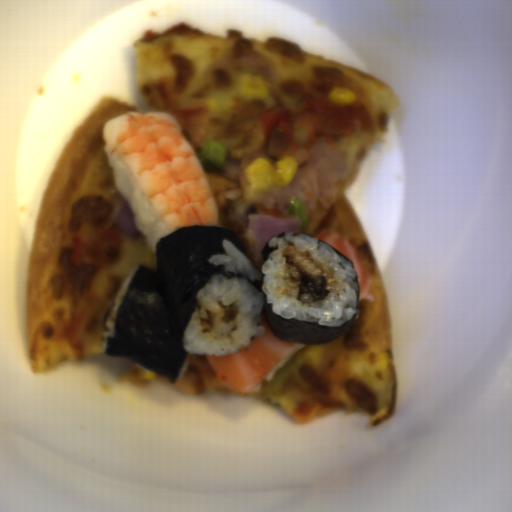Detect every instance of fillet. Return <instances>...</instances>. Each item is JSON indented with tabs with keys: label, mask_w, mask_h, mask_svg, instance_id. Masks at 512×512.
Here are the masks:
<instances>
[{
	"label": "fillet",
	"mask_w": 512,
	"mask_h": 512,
	"mask_svg": "<svg viewBox=\"0 0 512 512\" xmlns=\"http://www.w3.org/2000/svg\"><path fill=\"white\" fill-rule=\"evenodd\" d=\"M266 332L253 336L247 348L226 356L206 355L210 368L233 394L251 392L300 343L284 342L270 331L260 312Z\"/></svg>",
	"instance_id": "25842a12"
},
{
	"label": "fillet",
	"mask_w": 512,
	"mask_h": 512,
	"mask_svg": "<svg viewBox=\"0 0 512 512\" xmlns=\"http://www.w3.org/2000/svg\"><path fill=\"white\" fill-rule=\"evenodd\" d=\"M316 242L318 240H323L330 245H332L339 252L344 254L348 259H350L353 263V270L358 275L359 279V290H360V299H373L375 298L376 292L374 288V284L371 280V277L360 257V255L356 252V250L348 243V241L336 234L335 232L329 229H323L316 233L315 237Z\"/></svg>",
	"instance_id": "e2c912f1"
}]
</instances>
